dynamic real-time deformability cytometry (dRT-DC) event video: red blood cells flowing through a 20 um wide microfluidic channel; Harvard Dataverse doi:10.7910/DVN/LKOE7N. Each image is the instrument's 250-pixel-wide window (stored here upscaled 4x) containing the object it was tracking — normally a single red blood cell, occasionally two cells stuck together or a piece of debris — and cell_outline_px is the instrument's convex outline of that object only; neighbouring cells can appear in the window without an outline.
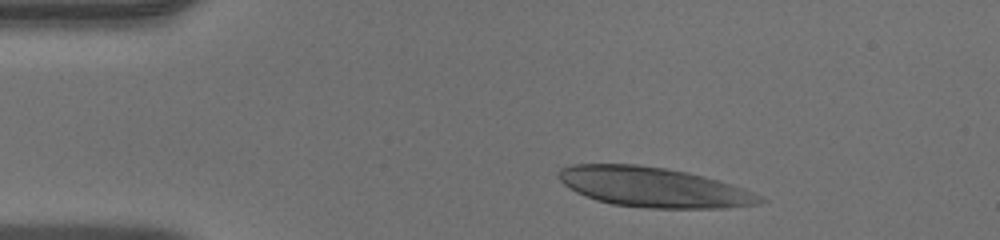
{"species": "human", "species_latin": "Homo sapiens", "temperature_condition": "warm", "stored_images_in_passage": 33, "camera_frame_rate_fps": 3000, "um_per_image_px": 0.085, "donor": {"sex": "male"}, "frame": {"image": 1, "passage_image": 1, "time_ms": 0.0, "image_size_px": [1000, 240], "cell_outline_px": [[768, 200], [756, 204], [724, 208], [648, 208], [612, 204], [596, 200], [576, 192], [564, 184], [560, 180], [560, 168], [572, 164], [636, 164], [664, 168], [688, 172], [704, 176], [764, 196]], "centroid_in_image_um": [55.54, 15.91], "position_along_channel_um": 29.5, "area_um2": 46.41}}
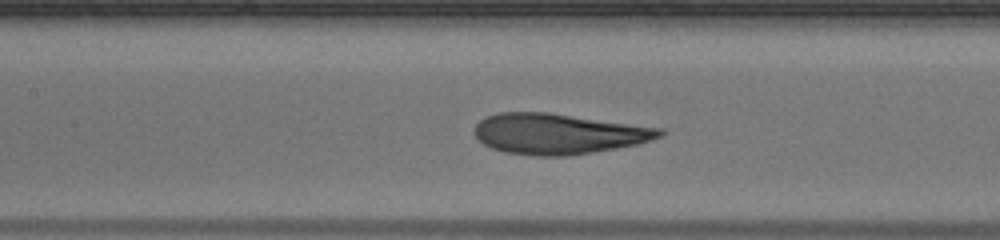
{"frame": {"image": 2, "passage_image": 14, "time_ms": 4.333, "image_size_px": [1000, 240], "cell_outline_px": [[664, 136], [636, 144], [616, 148], [564, 156], [540, 156], [504, 152], [492, 148], [484, 144], [476, 136], [476, 124], [480, 120], [488, 116], [500, 112], [548, 112], [664, 128]], "centroid_in_image_um": [47.49, 11.36], "position_along_channel_um": 159.9, "area_um2": 43.52}}
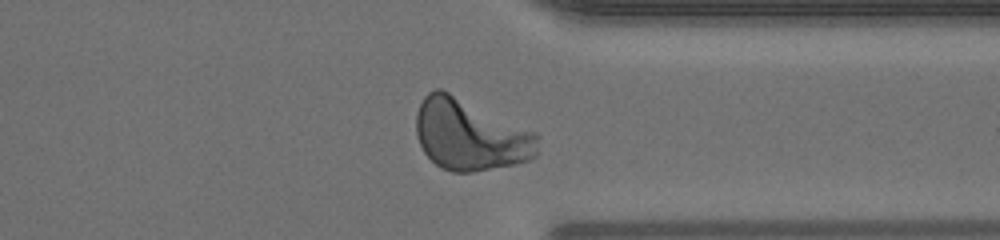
{"frame": {"image": 3, "passage_image": 29, "time_ms": 9.333, "image_size_px": [1000, 240], "cell_outline_px": [[540, 136], [536, 156], [532, 160], [516, 164], [472, 172], [452, 172], [436, 164], [424, 152], [416, 136], [416, 112], [424, 96], [428, 92], [436, 88], [440, 88], [536, 132]], "centroid_in_image_um": [39.98, 11.47], "position_along_channel_um": 371.4, "area_um2": 50.58}}